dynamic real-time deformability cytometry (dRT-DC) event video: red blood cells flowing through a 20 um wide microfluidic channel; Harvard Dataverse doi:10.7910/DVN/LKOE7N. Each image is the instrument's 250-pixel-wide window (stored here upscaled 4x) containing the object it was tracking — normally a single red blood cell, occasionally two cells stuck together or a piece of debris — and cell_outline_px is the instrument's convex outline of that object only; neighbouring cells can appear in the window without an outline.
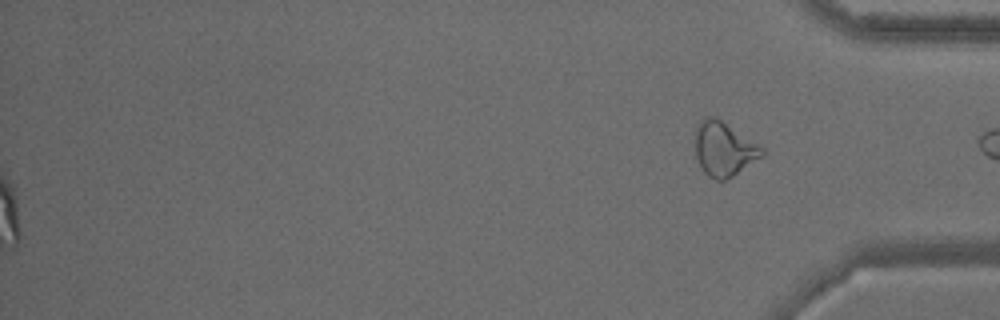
{"species": "common noctule bat (a hibernating species)", "species_latin": "Nyctalus noctula", "temperature_condition": "warm", "stored_images_in_passage": 41, "segment_of_instrument_passage": [2, 2], "camera_frame_rate_fps": 3000, "um_per_image_px": 0.085, "animal": {"sex": "male", "body_mass_g": 15.6}, "frame": {"image": 1, "passage_image": 41, "time_ms": 13.333, "image_size_px": [1000, 320], "cell_outline_px": [[764, 156], [732, 176], [724, 180], [716, 180], [708, 176], [704, 172], [696, 156], [696, 124], [704, 116], [712, 116], [720, 120], [760, 144], [764, 148]], "centroid_in_image_um": [61.55, 12.65], "position_along_channel_um": 373.7, "area_um2": 21.04}}